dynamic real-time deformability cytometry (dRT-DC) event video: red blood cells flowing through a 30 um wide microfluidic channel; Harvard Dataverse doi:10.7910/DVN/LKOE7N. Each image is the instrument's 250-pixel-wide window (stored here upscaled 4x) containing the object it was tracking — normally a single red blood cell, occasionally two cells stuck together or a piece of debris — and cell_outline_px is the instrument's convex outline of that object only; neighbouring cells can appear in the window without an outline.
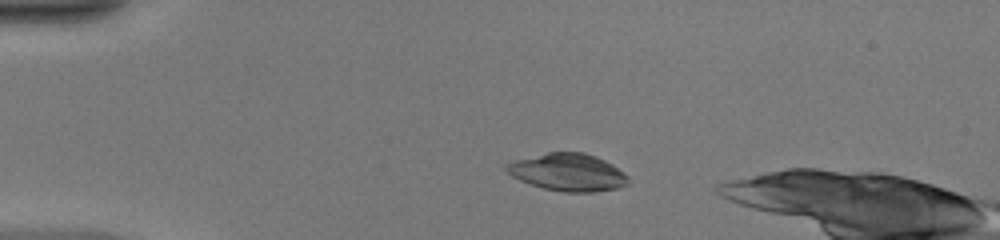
{"species": "common noctule bat (a hibernating species)", "species_latin": "Nyctalus noctula", "temperature_condition": "warm", "stored_images_in_passage": 36, "camera_frame_rate_fps": 3000, "um_per_image_px": 0.085, "animal": {"sex": "female", "body_mass_g": 20.0, "forearm_length_mm": 54.0}, "frame": {"image": 1, "passage_image": 1, "time_ms": 0.0, "image_size_px": [1000, 240], "cell_outline_px": [[628, 184], [616, 188], [592, 192], [564, 192], [544, 188], [520, 180], [512, 176], [504, 168], [504, 164], [516, 160], [548, 152], [584, 152], [596, 156], [612, 164], [628, 176]], "centroid_in_image_um": [48.27, 14.63], "position_along_channel_um": 36.7, "area_um2": 26.36}}
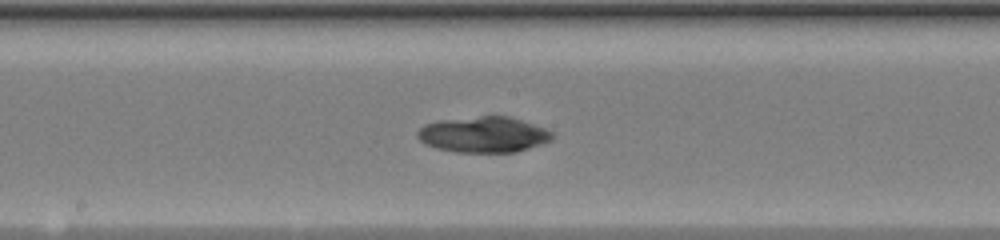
{"frame": {"image": 2, "passage_image": 17, "time_ms": 5.333, "image_size_px": [1000, 240], "cell_outline_px": [[552, 140], [516, 152], [456, 152], [436, 148], [424, 144], [416, 136], [416, 132], [424, 124], [436, 120], [480, 116], [512, 116], [544, 128], [552, 132]], "centroid_in_image_um": [41.05, 11.43], "position_along_channel_um": 207.1, "area_um2": 28.26}}
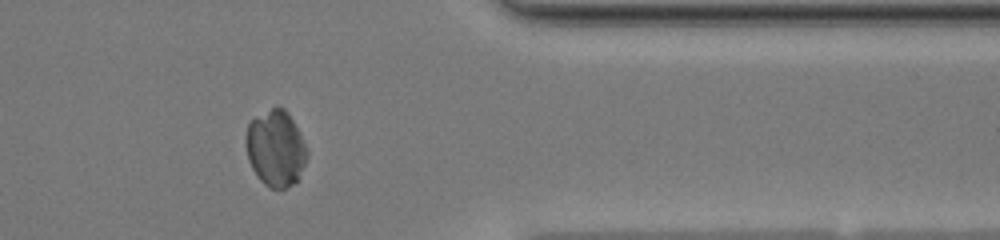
{"frame": {"image": 3, "passage_image": 31, "time_ms": 10.0, "image_size_px": [1000, 240], "cell_outline_px": [[308, 156], [300, 180], [284, 188], [268, 188], [260, 180], [252, 168], [248, 160], [244, 140], [248, 124], [256, 116], [276, 104], [280, 104], [288, 112], [308, 152]], "centroid_in_image_um": [23.42, 12.6], "position_along_channel_um": 388.0, "area_um2": 27.51}}